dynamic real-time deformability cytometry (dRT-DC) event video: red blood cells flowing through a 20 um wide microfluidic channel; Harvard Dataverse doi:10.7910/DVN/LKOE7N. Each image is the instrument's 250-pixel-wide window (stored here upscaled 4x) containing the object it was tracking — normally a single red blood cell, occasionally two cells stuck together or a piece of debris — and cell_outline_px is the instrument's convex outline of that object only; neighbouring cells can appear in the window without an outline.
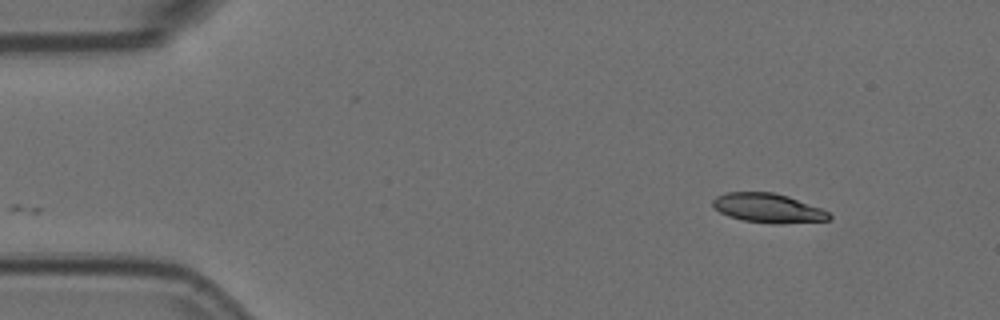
{"species": "Egyptian fruit bat (a non-hibernating species)", "species_latin": "Rousettus aegyptiacus", "temperature_condition": "room temperature", "stored_images_in_passage": 51, "camera_frame_rate_fps": 3000, "um_per_image_px": 0.085, "animal": {"sex": "female"}, "frame": {"image": 1, "passage_image": 1, "time_ms": 0.0, "image_size_px": [1000, 320], "cell_outline_px": [[832, 220], [776, 224], [772, 224], [744, 220], [728, 216], [712, 208], [712, 200], [716, 196], [724, 192], [772, 192], [788, 196], [820, 208], [828, 212], [832, 216]], "centroid_in_image_um": [65.25, 17.69], "position_along_channel_um": 19.7, "area_um2": 19.94}}
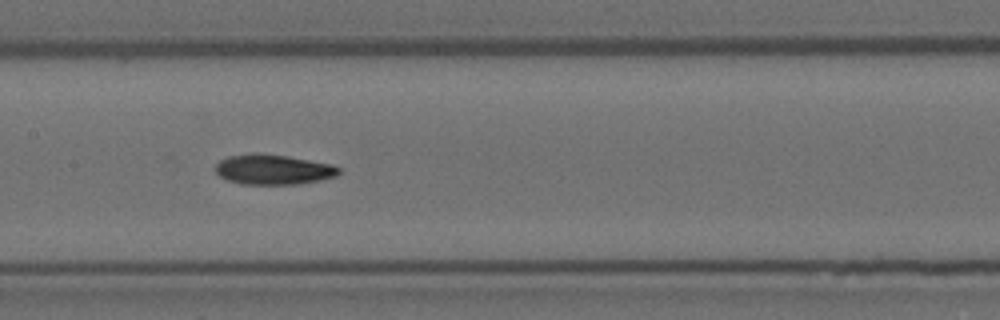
{"frame": {"image": 2, "passage_image": 22, "time_ms": 7.0, "image_size_px": [1000, 320], "cell_outline_px": [[340, 172], [336, 176], [320, 180], [296, 184], [240, 184], [228, 180], [220, 176], [216, 172], [216, 164], [220, 160], [228, 156], [252, 152], [256, 152], [288, 156], [332, 164], [340, 168]], "centroid_in_image_um": [23.21, 14.39], "position_along_channel_um": 184.2, "area_um2": 21.73}}
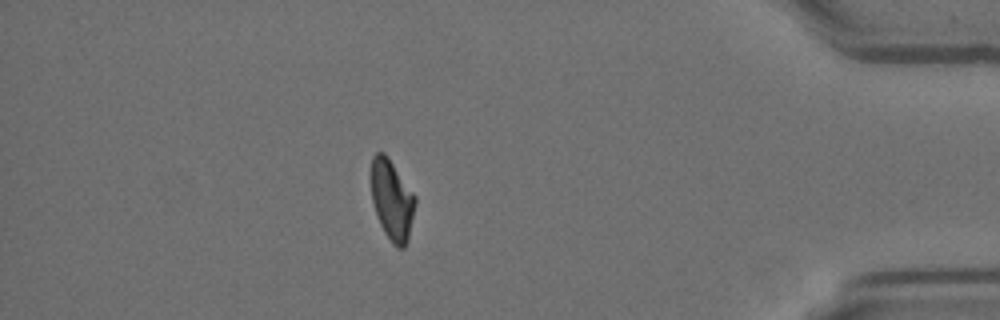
{"frame": {"image": 3, "passage_image": 44, "time_ms": 14.333, "image_size_px": [1000, 320], "cell_outline_px": [[416, 204], [408, 240], [404, 248], [396, 248], [392, 244], [384, 232], [380, 224], [372, 200], [368, 172], [372, 156], [376, 152], [384, 152], [388, 156], [416, 196]], "centroid_in_image_um": [33.28, 16.95], "position_along_channel_um": 401.9, "area_um2": 21.27}, "authors_computed_cell_mechanics": {"area_um2": 21.3282, "velocity_mm_per_s": 3.5709, "shape_relaxation_time_tau1_ms": 7.5626, "shape_relaxation_time_tau2_ms": 5.1144, "deformation_change_tau1": 0.1848, "deformation_change_tau2": 0.1069}}